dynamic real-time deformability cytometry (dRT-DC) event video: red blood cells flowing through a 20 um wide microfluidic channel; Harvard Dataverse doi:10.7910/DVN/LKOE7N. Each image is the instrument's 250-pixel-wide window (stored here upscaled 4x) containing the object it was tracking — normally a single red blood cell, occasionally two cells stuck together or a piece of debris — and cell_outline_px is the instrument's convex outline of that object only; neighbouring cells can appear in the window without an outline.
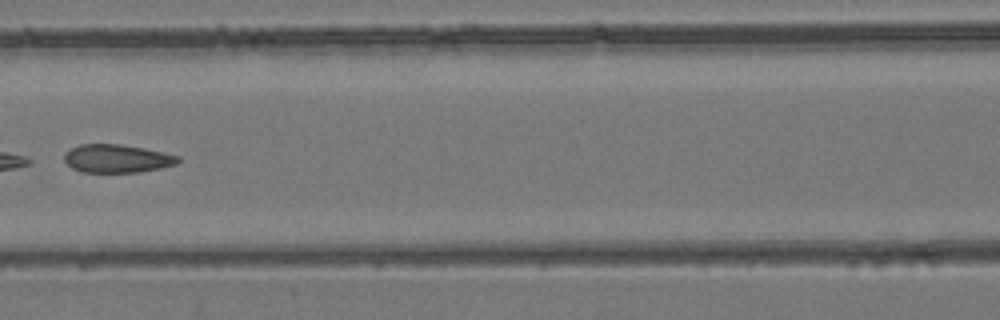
{"species": "common noctule bat (a hibernating species)", "species_latin": "Nyctalus noctula", "temperature_condition": "room temperature", "stored_images_in_passage": 6, "camera_frame_rate_fps": 3000, "um_per_image_px": 0.085, "animal": {"sex": "female", "body_mass_g": 24.6, "forearm_length_mm": 56.2}, "frame": {"image": 1, "passage_image": 5, "time_ms": 4.667, "image_size_px": [1000, 320], "cell_outline_px": [[180, 160], [176, 164], [160, 168], [140, 172], [80, 172], [72, 168], [64, 160], [64, 152], [80, 144], [120, 144], [144, 148], [180, 156]], "centroid_in_image_um": [9.93, 13.48], "position_along_channel_um": 156.7, "area_um2": 18.73}}
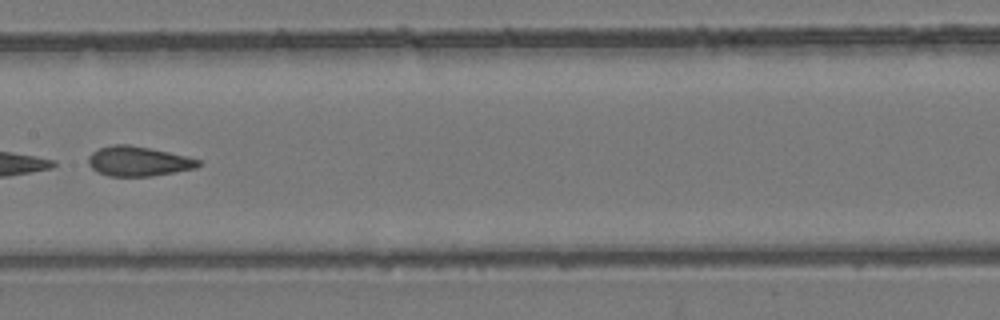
{"frame": {"image": 2, "passage_image": 6, "time_ms": 5.667, "image_size_px": [1000, 320], "cell_outline_px": [[200, 164], [196, 168], [152, 176], [108, 176], [96, 172], [88, 164], [88, 156], [92, 152], [100, 148], [112, 144], [128, 144], [168, 152], [200, 160]], "centroid_in_image_um": [11.7, 13.71], "position_along_channel_um": 195.7, "area_um2": 18.96}}